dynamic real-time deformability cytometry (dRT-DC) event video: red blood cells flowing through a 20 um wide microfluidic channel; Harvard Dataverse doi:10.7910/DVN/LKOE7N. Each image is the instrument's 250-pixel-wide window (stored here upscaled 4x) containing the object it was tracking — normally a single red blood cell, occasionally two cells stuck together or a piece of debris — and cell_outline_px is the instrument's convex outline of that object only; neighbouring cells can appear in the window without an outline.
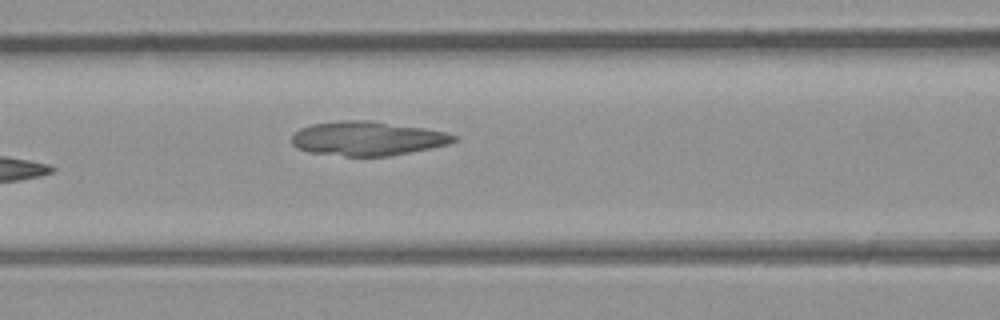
{"species": "common noctule bat (a hibernating species)", "species_latin": "Nyctalus noctula", "temperature_condition": "room temperature", "stored_images_in_passage": 6, "camera_frame_rate_fps": 3000, "um_per_image_px": 0.085, "animal": {"sex": "male", "body_mass_g": 23.1, "forearm_length_mm": 52.7}, "frame": {"image": 1, "passage_image": 6, "time_ms": 1.667, "image_size_px": [1000, 320], "cell_outline_px": [[456, 140], [448, 144], [388, 156], [344, 156], [308, 152], [296, 148], [292, 144], [292, 136], [300, 128], [312, 124], [340, 120], [372, 120], [424, 128], [444, 132], [456, 136]], "centroid_in_image_um": [31.17, 11.76], "position_along_channel_um": 135.4, "area_um2": 32.14}}